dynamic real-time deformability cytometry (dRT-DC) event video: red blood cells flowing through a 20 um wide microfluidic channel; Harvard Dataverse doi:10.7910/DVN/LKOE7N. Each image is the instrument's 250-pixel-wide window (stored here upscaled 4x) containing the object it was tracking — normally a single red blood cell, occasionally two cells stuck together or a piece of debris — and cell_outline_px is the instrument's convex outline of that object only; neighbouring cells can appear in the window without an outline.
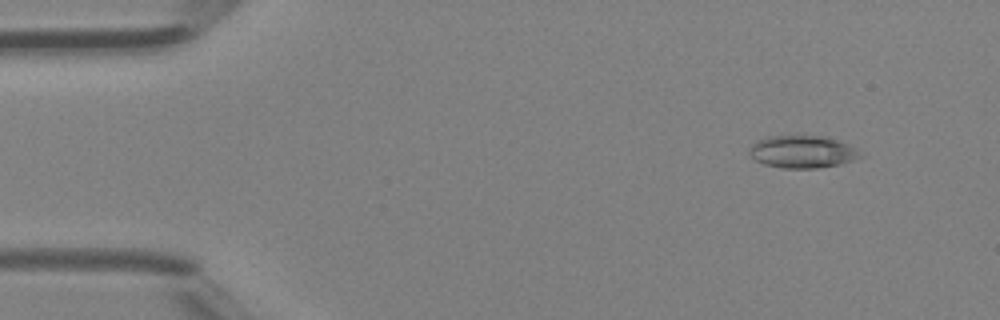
{"species": "Egyptian fruit bat (a non-hibernating species)", "species_latin": "Rousettus aegyptiacus", "temperature_condition": "room temperature", "stored_images_in_passage": 47, "camera_frame_rate_fps": 3000, "um_per_image_px": 0.085, "animal": {"sex": "female"}, "frame": {"image": 1, "passage_image": 5, "time_ms": 1.333, "image_size_px": [1000, 320], "cell_outline_px": [[864, 156], [840, 164], [820, 168], [780, 168], [764, 164], [756, 160], [748, 152], [748, 148], [756, 140], [768, 136], [820, 136], [836, 140], [848, 144], [856, 148]], "centroid_in_image_um": [68.18, 12.91], "position_along_channel_um": 16.8, "area_um2": 20.98}}
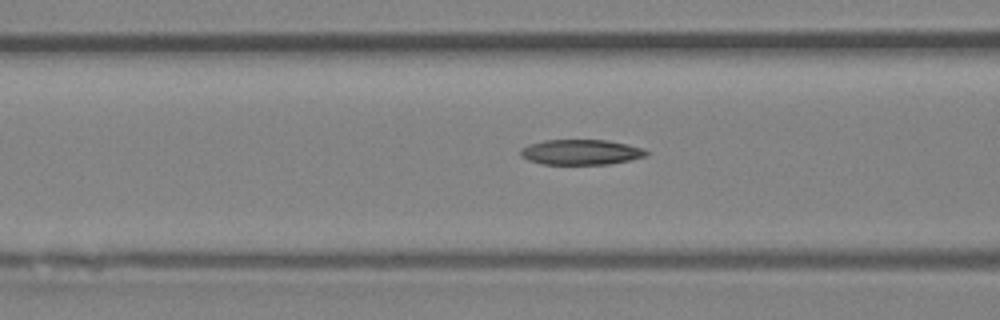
{"frame": {"image": 2, "passage_image": 19, "time_ms": 6.0, "image_size_px": [1000, 320], "cell_outline_px": [[648, 156], [608, 164], [544, 164], [528, 160], [520, 156], [520, 148], [528, 144], [544, 140], [608, 140], [628, 144], [644, 148], [648, 152]], "centroid_in_image_um": [49.37, 12.92], "position_along_channel_um": 117.2, "area_um2": 18.61}}
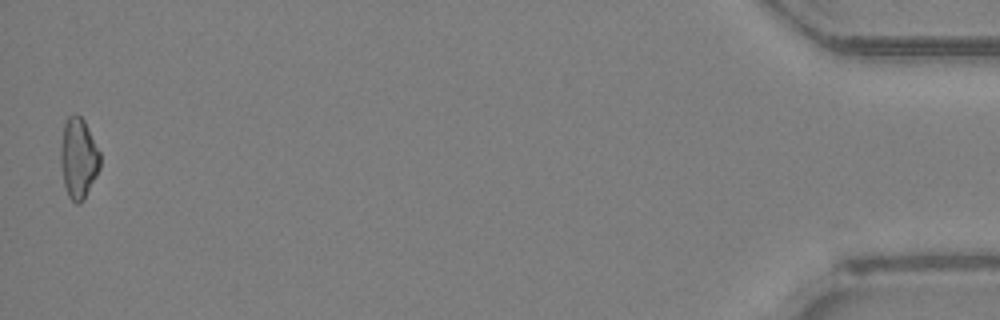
{"frame": {"image": 3, "passage_image": 47, "time_ms": 15.333, "image_size_px": [1000, 320], "cell_outline_px": [[100, 168], [84, 200], [80, 204], [76, 204], [68, 196], [64, 184], [60, 164], [60, 144], [64, 124], [68, 116], [76, 112], [84, 120], [100, 152]], "centroid_in_image_um": [6.66, 13.44], "position_along_channel_um": 428.5, "area_um2": 18.73}, "authors_computed_cell_mechanics": {"area_um2": 18.5538, "velocity_mm_per_s": 4.3753, "shape_relaxation_time_tau1_ms": 11.2649, "shape_relaxation_time_tau2_ms": 2.1766, "deformation_change_tau1": 0.2902, "deformation_change_tau2": 0.1021}}